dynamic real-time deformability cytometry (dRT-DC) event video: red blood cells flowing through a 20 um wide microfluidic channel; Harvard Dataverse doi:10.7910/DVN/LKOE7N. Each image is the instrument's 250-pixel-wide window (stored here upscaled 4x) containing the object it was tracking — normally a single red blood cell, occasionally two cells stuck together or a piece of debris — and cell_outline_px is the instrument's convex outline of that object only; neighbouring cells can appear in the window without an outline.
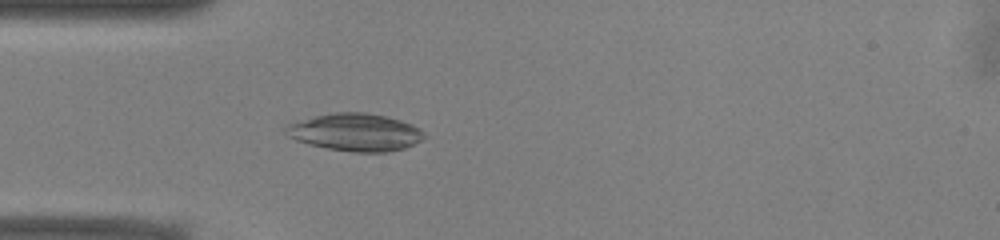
{"species": "common noctule bat (a hibernating species)", "species_latin": "Nyctalus noctula", "temperature_condition": "warm", "stored_images_in_passage": 50, "camera_frame_rate_fps": 3000, "um_per_image_px": 0.085, "animal": {"sex": "male", "body_mass_g": 13.0, "forearm_length_mm": 53.1}, "frame": {"image": 1, "passage_image": 13, "time_ms": 4.0, "image_size_px": [1000, 240], "cell_outline_px": [[428, 136], [404, 148], [388, 152], [352, 152], [328, 148], [308, 144], [296, 140], [288, 136], [284, 132], [284, 124], [296, 120], [336, 112], [364, 112], [384, 116], [400, 120], [412, 124], [420, 128]], "centroid_in_image_um": [30.17, 11.24], "position_along_channel_um": 54.8, "area_um2": 30.4}}
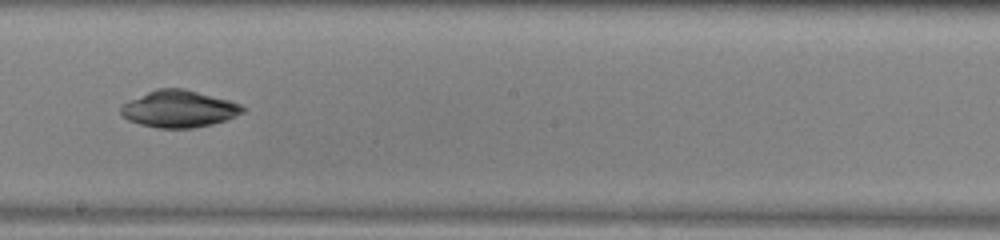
{"frame": {"image": 2, "passage_image": 27, "time_ms": 8.667, "image_size_px": [1000, 240], "cell_outline_px": [[244, 112], [228, 120], [212, 124], [192, 128], [156, 128], [140, 124], [128, 120], [120, 116], [120, 104], [128, 100], [156, 88], [184, 88], [228, 100], [240, 104], [244, 108]], "centroid_in_image_um": [15.16, 9.26], "position_along_channel_um": 233.0, "area_um2": 26.47}}
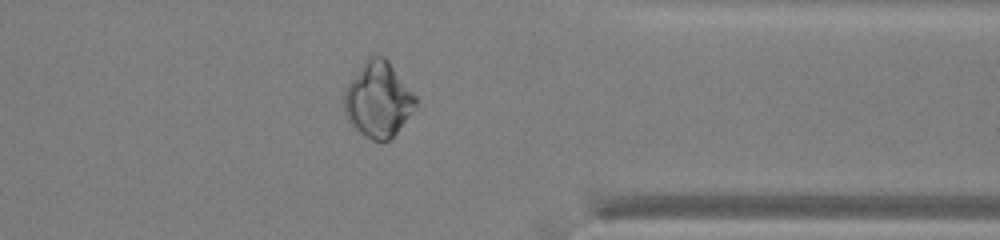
{"frame": {"image": 3, "passage_image": 39, "time_ms": 12.667, "image_size_px": [1000, 240], "cell_outline_px": [[416, 104], [412, 112], [396, 132], [388, 140], [372, 140], [364, 136], [348, 120], [344, 112], [344, 92], [348, 84], [368, 56], [384, 56], [388, 60], [416, 96]], "centroid_in_image_um": [32.14, 8.46], "position_along_channel_um": 379.3, "area_um2": 30.81}}